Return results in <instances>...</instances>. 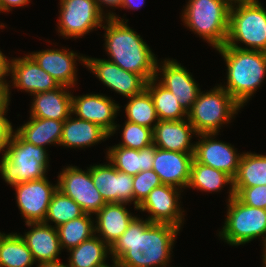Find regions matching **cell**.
I'll use <instances>...</instances> for the list:
<instances>
[{"instance_id":"6da1fadb","label":"cell","mask_w":266,"mask_h":267,"mask_svg":"<svg viewBox=\"0 0 266 267\" xmlns=\"http://www.w3.org/2000/svg\"><path fill=\"white\" fill-rule=\"evenodd\" d=\"M181 229L135 217L110 247V258L122 267H167Z\"/></svg>"},{"instance_id":"7a4b0ae2","label":"cell","mask_w":266,"mask_h":267,"mask_svg":"<svg viewBox=\"0 0 266 267\" xmlns=\"http://www.w3.org/2000/svg\"><path fill=\"white\" fill-rule=\"evenodd\" d=\"M101 28L104 33V47L109 61L122 69L141 75L147 82L155 78L159 60L140 35L127 25L128 19L115 14L107 18Z\"/></svg>"},{"instance_id":"3957f363","label":"cell","mask_w":266,"mask_h":267,"mask_svg":"<svg viewBox=\"0 0 266 267\" xmlns=\"http://www.w3.org/2000/svg\"><path fill=\"white\" fill-rule=\"evenodd\" d=\"M216 50L227 67L226 85L220 86L244 107L266 77V52L243 50L228 45Z\"/></svg>"},{"instance_id":"277c9868","label":"cell","mask_w":266,"mask_h":267,"mask_svg":"<svg viewBox=\"0 0 266 267\" xmlns=\"http://www.w3.org/2000/svg\"><path fill=\"white\" fill-rule=\"evenodd\" d=\"M46 148L25 141L15 130L0 160L1 177L10 186L46 177Z\"/></svg>"},{"instance_id":"5b68a950","label":"cell","mask_w":266,"mask_h":267,"mask_svg":"<svg viewBox=\"0 0 266 267\" xmlns=\"http://www.w3.org/2000/svg\"><path fill=\"white\" fill-rule=\"evenodd\" d=\"M231 4L230 0H188L181 21L217 49L227 40Z\"/></svg>"},{"instance_id":"8992f818","label":"cell","mask_w":266,"mask_h":267,"mask_svg":"<svg viewBox=\"0 0 266 267\" xmlns=\"http://www.w3.org/2000/svg\"><path fill=\"white\" fill-rule=\"evenodd\" d=\"M239 43L245 44V47ZM225 45L266 52V10L259 0L232 2Z\"/></svg>"},{"instance_id":"52a82bcc","label":"cell","mask_w":266,"mask_h":267,"mask_svg":"<svg viewBox=\"0 0 266 267\" xmlns=\"http://www.w3.org/2000/svg\"><path fill=\"white\" fill-rule=\"evenodd\" d=\"M241 108L219 84L208 92L200 91L187 118L197 134H218L223 125L232 122Z\"/></svg>"},{"instance_id":"ba28073f","label":"cell","mask_w":266,"mask_h":267,"mask_svg":"<svg viewBox=\"0 0 266 267\" xmlns=\"http://www.w3.org/2000/svg\"><path fill=\"white\" fill-rule=\"evenodd\" d=\"M227 215L219 231L220 239L231 246H240L257 238H262V246L266 244V212L265 209L247 206L236 196L227 200Z\"/></svg>"},{"instance_id":"9c48e42d","label":"cell","mask_w":266,"mask_h":267,"mask_svg":"<svg viewBox=\"0 0 266 267\" xmlns=\"http://www.w3.org/2000/svg\"><path fill=\"white\" fill-rule=\"evenodd\" d=\"M59 6L57 29L63 38H81L107 19L95 0H60Z\"/></svg>"},{"instance_id":"30bf717a","label":"cell","mask_w":266,"mask_h":267,"mask_svg":"<svg viewBox=\"0 0 266 267\" xmlns=\"http://www.w3.org/2000/svg\"><path fill=\"white\" fill-rule=\"evenodd\" d=\"M57 179V189L73 199L84 213L94 215L106 204L94 186L88 167L85 171L77 166H66Z\"/></svg>"},{"instance_id":"8fae6325","label":"cell","mask_w":266,"mask_h":267,"mask_svg":"<svg viewBox=\"0 0 266 267\" xmlns=\"http://www.w3.org/2000/svg\"><path fill=\"white\" fill-rule=\"evenodd\" d=\"M181 191L175 186L161 184L150 191L137 210L148 212L150 222L168 223L182 229L185 216L179 202Z\"/></svg>"},{"instance_id":"7c38bea8","label":"cell","mask_w":266,"mask_h":267,"mask_svg":"<svg viewBox=\"0 0 266 267\" xmlns=\"http://www.w3.org/2000/svg\"><path fill=\"white\" fill-rule=\"evenodd\" d=\"M16 203L25 223L44 222L51 198L57 190L47 177L13 185Z\"/></svg>"},{"instance_id":"4fadbf2b","label":"cell","mask_w":266,"mask_h":267,"mask_svg":"<svg viewBox=\"0 0 266 267\" xmlns=\"http://www.w3.org/2000/svg\"><path fill=\"white\" fill-rule=\"evenodd\" d=\"M155 79L174 95L187 113L201 91L191 72L175 59L165 58L160 64L158 62Z\"/></svg>"},{"instance_id":"5bb4252c","label":"cell","mask_w":266,"mask_h":267,"mask_svg":"<svg viewBox=\"0 0 266 267\" xmlns=\"http://www.w3.org/2000/svg\"><path fill=\"white\" fill-rule=\"evenodd\" d=\"M120 108L115 100L105 94L89 93L80 96L72 94L73 116L99 125L109 134V137L120 128L115 122Z\"/></svg>"},{"instance_id":"9a60e30c","label":"cell","mask_w":266,"mask_h":267,"mask_svg":"<svg viewBox=\"0 0 266 267\" xmlns=\"http://www.w3.org/2000/svg\"><path fill=\"white\" fill-rule=\"evenodd\" d=\"M217 135L219 134H198L196 137L199 141L195 143L193 159L198 163L223 171L234 179L239 169L242 153L237 154V148L235 149L234 145L215 139Z\"/></svg>"},{"instance_id":"2e32d148","label":"cell","mask_w":266,"mask_h":267,"mask_svg":"<svg viewBox=\"0 0 266 267\" xmlns=\"http://www.w3.org/2000/svg\"><path fill=\"white\" fill-rule=\"evenodd\" d=\"M85 66L107 88L130 98L146 89L147 81L136 73L126 71L107 59L86 56Z\"/></svg>"},{"instance_id":"e0dca14e","label":"cell","mask_w":266,"mask_h":267,"mask_svg":"<svg viewBox=\"0 0 266 267\" xmlns=\"http://www.w3.org/2000/svg\"><path fill=\"white\" fill-rule=\"evenodd\" d=\"M94 186L106 203L134 204L133 176L118 171L108 164H94L89 167Z\"/></svg>"},{"instance_id":"ac0fdd59","label":"cell","mask_w":266,"mask_h":267,"mask_svg":"<svg viewBox=\"0 0 266 267\" xmlns=\"http://www.w3.org/2000/svg\"><path fill=\"white\" fill-rule=\"evenodd\" d=\"M36 63L59 85L73 87L77 84V61L85 66L86 57L78 55L73 50L62 47L61 49H45L28 53Z\"/></svg>"},{"instance_id":"d6986e66","label":"cell","mask_w":266,"mask_h":267,"mask_svg":"<svg viewBox=\"0 0 266 267\" xmlns=\"http://www.w3.org/2000/svg\"><path fill=\"white\" fill-rule=\"evenodd\" d=\"M10 74V81L13 83L11 86L29 92L30 95L51 91L60 86L29 54L22 58H11Z\"/></svg>"},{"instance_id":"ffe728a7","label":"cell","mask_w":266,"mask_h":267,"mask_svg":"<svg viewBox=\"0 0 266 267\" xmlns=\"http://www.w3.org/2000/svg\"><path fill=\"white\" fill-rule=\"evenodd\" d=\"M194 153H182L163 150L156 147L153 170L162 184L186 189Z\"/></svg>"},{"instance_id":"44dd1931","label":"cell","mask_w":266,"mask_h":267,"mask_svg":"<svg viewBox=\"0 0 266 267\" xmlns=\"http://www.w3.org/2000/svg\"><path fill=\"white\" fill-rule=\"evenodd\" d=\"M192 135H198L188 118L183 120H159L153 128V144L163 150L194 153ZM192 142V143H191Z\"/></svg>"},{"instance_id":"7402d4cb","label":"cell","mask_w":266,"mask_h":267,"mask_svg":"<svg viewBox=\"0 0 266 267\" xmlns=\"http://www.w3.org/2000/svg\"><path fill=\"white\" fill-rule=\"evenodd\" d=\"M25 224L32 229L20 236L31 251L36 265L60 260L62 249L57 229L51 226V223L29 222Z\"/></svg>"},{"instance_id":"603a6c76","label":"cell","mask_w":266,"mask_h":267,"mask_svg":"<svg viewBox=\"0 0 266 267\" xmlns=\"http://www.w3.org/2000/svg\"><path fill=\"white\" fill-rule=\"evenodd\" d=\"M128 203H106L94 216L95 234L109 247L126 231L136 217L126 208Z\"/></svg>"},{"instance_id":"cb8c5ba5","label":"cell","mask_w":266,"mask_h":267,"mask_svg":"<svg viewBox=\"0 0 266 267\" xmlns=\"http://www.w3.org/2000/svg\"><path fill=\"white\" fill-rule=\"evenodd\" d=\"M69 89L60 85L54 90L31 95L34 98L30 117L65 121L72 114V93Z\"/></svg>"},{"instance_id":"d4e9b609","label":"cell","mask_w":266,"mask_h":267,"mask_svg":"<svg viewBox=\"0 0 266 267\" xmlns=\"http://www.w3.org/2000/svg\"><path fill=\"white\" fill-rule=\"evenodd\" d=\"M71 114L63 123L59 146L65 148H85L109 139V134L99 125Z\"/></svg>"},{"instance_id":"484cf974","label":"cell","mask_w":266,"mask_h":267,"mask_svg":"<svg viewBox=\"0 0 266 267\" xmlns=\"http://www.w3.org/2000/svg\"><path fill=\"white\" fill-rule=\"evenodd\" d=\"M155 151L156 147L154 144L141 150L121 147L115 144L107 149L106 160L118 171L135 176L141 171L153 168Z\"/></svg>"},{"instance_id":"4316f807","label":"cell","mask_w":266,"mask_h":267,"mask_svg":"<svg viewBox=\"0 0 266 267\" xmlns=\"http://www.w3.org/2000/svg\"><path fill=\"white\" fill-rule=\"evenodd\" d=\"M64 121L29 117V120L15 130L25 141L45 148L59 145Z\"/></svg>"},{"instance_id":"83f0119b","label":"cell","mask_w":266,"mask_h":267,"mask_svg":"<svg viewBox=\"0 0 266 267\" xmlns=\"http://www.w3.org/2000/svg\"><path fill=\"white\" fill-rule=\"evenodd\" d=\"M229 186L228 200L235 196L233 191V179L225 172L196 162L191 163L189 183L186 188H193L205 192H219L226 185Z\"/></svg>"},{"instance_id":"f1b7e54d","label":"cell","mask_w":266,"mask_h":267,"mask_svg":"<svg viewBox=\"0 0 266 267\" xmlns=\"http://www.w3.org/2000/svg\"><path fill=\"white\" fill-rule=\"evenodd\" d=\"M69 267H102L110 255V247L96 234L68 250Z\"/></svg>"},{"instance_id":"f546056e","label":"cell","mask_w":266,"mask_h":267,"mask_svg":"<svg viewBox=\"0 0 266 267\" xmlns=\"http://www.w3.org/2000/svg\"><path fill=\"white\" fill-rule=\"evenodd\" d=\"M36 262L20 233L4 234L0 239V267H32Z\"/></svg>"},{"instance_id":"4dcf8cb0","label":"cell","mask_w":266,"mask_h":267,"mask_svg":"<svg viewBox=\"0 0 266 267\" xmlns=\"http://www.w3.org/2000/svg\"><path fill=\"white\" fill-rule=\"evenodd\" d=\"M146 90L150 93L159 120H183L188 113L182 108L174 95L157 79L152 78L147 82Z\"/></svg>"},{"instance_id":"1f68e13d","label":"cell","mask_w":266,"mask_h":267,"mask_svg":"<svg viewBox=\"0 0 266 267\" xmlns=\"http://www.w3.org/2000/svg\"><path fill=\"white\" fill-rule=\"evenodd\" d=\"M266 185V154L243 152L233 187Z\"/></svg>"},{"instance_id":"d6a6232c","label":"cell","mask_w":266,"mask_h":267,"mask_svg":"<svg viewBox=\"0 0 266 267\" xmlns=\"http://www.w3.org/2000/svg\"><path fill=\"white\" fill-rule=\"evenodd\" d=\"M93 215L84 213L82 216L58 226L57 232L61 249L68 250L77 247L85 240L95 235ZM92 218V219H91Z\"/></svg>"},{"instance_id":"836d02e7","label":"cell","mask_w":266,"mask_h":267,"mask_svg":"<svg viewBox=\"0 0 266 267\" xmlns=\"http://www.w3.org/2000/svg\"><path fill=\"white\" fill-rule=\"evenodd\" d=\"M127 99L129 100L124 106L126 121L153 129L159 118L150 93L145 89L140 94Z\"/></svg>"},{"instance_id":"e575fe53","label":"cell","mask_w":266,"mask_h":267,"mask_svg":"<svg viewBox=\"0 0 266 267\" xmlns=\"http://www.w3.org/2000/svg\"><path fill=\"white\" fill-rule=\"evenodd\" d=\"M83 214V210L73 199L57 189L51 198L44 223L49 224V222H52L54 225L51 226L57 228Z\"/></svg>"},{"instance_id":"d590c367","label":"cell","mask_w":266,"mask_h":267,"mask_svg":"<svg viewBox=\"0 0 266 267\" xmlns=\"http://www.w3.org/2000/svg\"><path fill=\"white\" fill-rule=\"evenodd\" d=\"M122 142L118 146L141 150L153 144V129L125 121L122 128Z\"/></svg>"},{"instance_id":"8d00e7d4","label":"cell","mask_w":266,"mask_h":267,"mask_svg":"<svg viewBox=\"0 0 266 267\" xmlns=\"http://www.w3.org/2000/svg\"><path fill=\"white\" fill-rule=\"evenodd\" d=\"M161 184L158 174L153 169L141 171L133 176L134 209L137 210L150 191Z\"/></svg>"},{"instance_id":"74e56055","label":"cell","mask_w":266,"mask_h":267,"mask_svg":"<svg viewBox=\"0 0 266 267\" xmlns=\"http://www.w3.org/2000/svg\"><path fill=\"white\" fill-rule=\"evenodd\" d=\"M235 196L247 206L265 209L266 185L253 187H233Z\"/></svg>"},{"instance_id":"f35d334b","label":"cell","mask_w":266,"mask_h":267,"mask_svg":"<svg viewBox=\"0 0 266 267\" xmlns=\"http://www.w3.org/2000/svg\"><path fill=\"white\" fill-rule=\"evenodd\" d=\"M6 113L0 112V153L2 155L14 132L12 123L5 117Z\"/></svg>"},{"instance_id":"ab89813d","label":"cell","mask_w":266,"mask_h":267,"mask_svg":"<svg viewBox=\"0 0 266 267\" xmlns=\"http://www.w3.org/2000/svg\"><path fill=\"white\" fill-rule=\"evenodd\" d=\"M8 82H0V112H7L10 105V94L12 88Z\"/></svg>"},{"instance_id":"60d3db41","label":"cell","mask_w":266,"mask_h":267,"mask_svg":"<svg viewBox=\"0 0 266 267\" xmlns=\"http://www.w3.org/2000/svg\"><path fill=\"white\" fill-rule=\"evenodd\" d=\"M6 25L0 24V28H5ZM11 60L0 50V82H10L6 80V76H10Z\"/></svg>"},{"instance_id":"b9f144b4","label":"cell","mask_w":266,"mask_h":267,"mask_svg":"<svg viewBox=\"0 0 266 267\" xmlns=\"http://www.w3.org/2000/svg\"><path fill=\"white\" fill-rule=\"evenodd\" d=\"M97 3V6L100 10V12L106 17V18H113V16L116 14L112 11L108 12L105 14L104 12V7L105 5L111 8H121V4L123 0H95Z\"/></svg>"},{"instance_id":"7bdbcfd3","label":"cell","mask_w":266,"mask_h":267,"mask_svg":"<svg viewBox=\"0 0 266 267\" xmlns=\"http://www.w3.org/2000/svg\"><path fill=\"white\" fill-rule=\"evenodd\" d=\"M31 0H0V13L10 12L12 8H20L28 5Z\"/></svg>"},{"instance_id":"ee69618b","label":"cell","mask_w":266,"mask_h":267,"mask_svg":"<svg viewBox=\"0 0 266 267\" xmlns=\"http://www.w3.org/2000/svg\"><path fill=\"white\" fill-rule=\"evenodd\" d=\"M144 3L145 0H123L121 9H140Z\"/></svg>"},{"instance_id":"f6af8a7d","label":"cell","mask_w":266,"mask_h":267,"mask_svg":"<svg viewBox=\"0 0 266 267\" xmlns=\"http://www.w3.org/2000/svg\"><path fill=\"white\" fill-rule=\"evenodd\" d=\"M36 267H69V266L66 263L60 262V260H57V261L41 263Z\"/></svg>"},{"instance_id":"bcb514c9","label":"cell","mask_w":266,"mask_h":267,"mask_svg":"<svg viewBox=\"0 0 266 267\" xmlns=\"http://www.w3.org/2000/svg\"><path fill=\"white\" fill-rule=\"evenodd\" d=\"M262 262H263V265L262 267H266V244L263 246V254H262Z\"/></svg>"},{"instance_id":"7dc6e473","label":"cell","mask_w":266,"mask_h":267,"mask_svg":"<svg viewBox=\"0 0 266 267\" xmlns=\"http://www.w3.org/2000/svg\"><path fill=\"white\" fill-rule=\"evenodd\" d=\"M112 264L111 265H108V263L102 267H122L116 260H112L111 261Z\"/></svg>"},{"instance_id":"c3c4849f","label":"cell","mask_w":266,"mask_h":267,"mask_svg":"<svg viewBox=\"0 0 266 267\" xmlns=\"http://www.w3.org/2000/svg\"><path fill=\"white\" fill-rule=\"evenodd\" d=\"M4 234H5V233H1V232H0V239H1V237H2Z\"/></svg>"},{"instance_id":"681fc988","label":"cell","mask_w":266,"mask_h":267,"mask_svg":"<svg viewBox=\"0 0 266 267\" xmlns=\"http://www.w3.org/2000/svg\"><path fill=\"white\" fill-rule=\"evenodd\" d=\"M231 2H235V1H242V0H230Z\"/></svg>"}]
</instances>
